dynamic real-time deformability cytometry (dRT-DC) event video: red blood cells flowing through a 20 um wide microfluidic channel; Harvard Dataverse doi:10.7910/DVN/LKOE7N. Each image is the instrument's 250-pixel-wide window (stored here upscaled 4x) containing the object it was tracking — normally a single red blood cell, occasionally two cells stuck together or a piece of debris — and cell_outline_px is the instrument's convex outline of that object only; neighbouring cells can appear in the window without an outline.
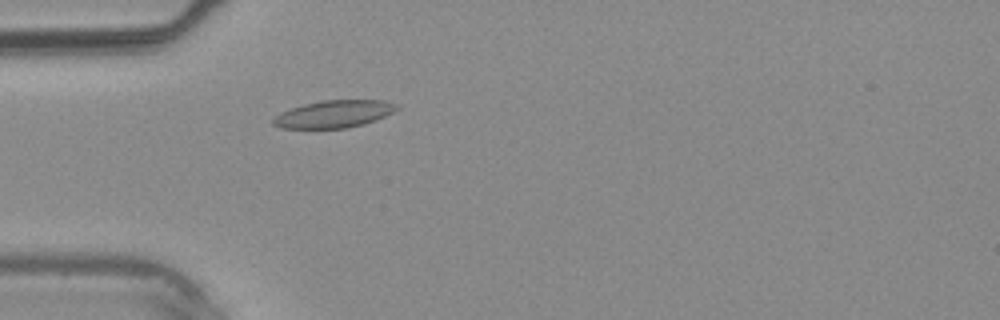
{"species": "common noctule bat (a hibernating species)", "species_latin": "Nyctalus noctula", "temperature_condition": "warm", "stored_images_in_passage": 3, "camera_frame_rate_fps": 3000, "um_per_image_px": 0.085, "animal": {"sex": "male", "body_mass_g": 20.4}, "frame": {"image": 1, "passage_image": 3, "time_ms": 2.333, "image_size_px": [1000, 320], "cell_outline_px": [[400, 108], [376, 120], [364, 124], [348, 128], [280, 128], [272, 124], [272, 120], [280, 112], [304, 104], [320, 100], [384, 100], [396, 104]], "centroid_in_image_um": [28.38, 9.69], "position_along_channel_um": 56.6, "area_um2": 19.71}}